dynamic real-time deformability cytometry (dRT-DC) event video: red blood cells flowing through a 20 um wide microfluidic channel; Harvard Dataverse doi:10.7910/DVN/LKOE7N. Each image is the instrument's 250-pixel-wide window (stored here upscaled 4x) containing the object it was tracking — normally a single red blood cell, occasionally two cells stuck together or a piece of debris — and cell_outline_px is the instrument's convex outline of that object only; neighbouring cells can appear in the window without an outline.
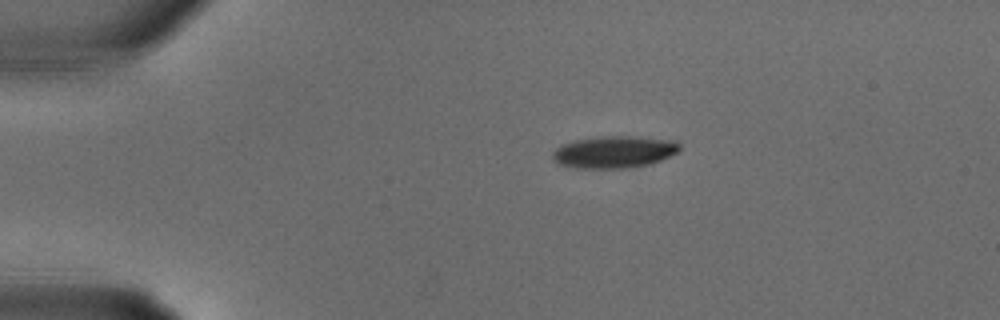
{"species": "common noctule bat (a hibernating species)", "species_latin": "Nyctalus noctula", "temperature_condition": "warm", "stored_images_in_passage": 25, "camera_frame_rate_fps": 3000, "um_per_image_px": 0.085, "animal": {"sex": "male", "body_mass_g": 18.8}, "frame": {"image": 1, "passage_image": 1, "time_ms": 0.0, "image_size_px": [1000, 320], "cell_outline_px": [[680, 152], [660, 160], [648, 164], [624, 168], [572, 168], [556, 164], [552, 160], [552, 152], [560, 144], [576, 140], [600, 136], [632, 136], [676, 140], [680, 144]], "centroid_in_image_um": [52.17, 12.91], "position_along_channel_um": 32.8, "area_um2": 24.04}}
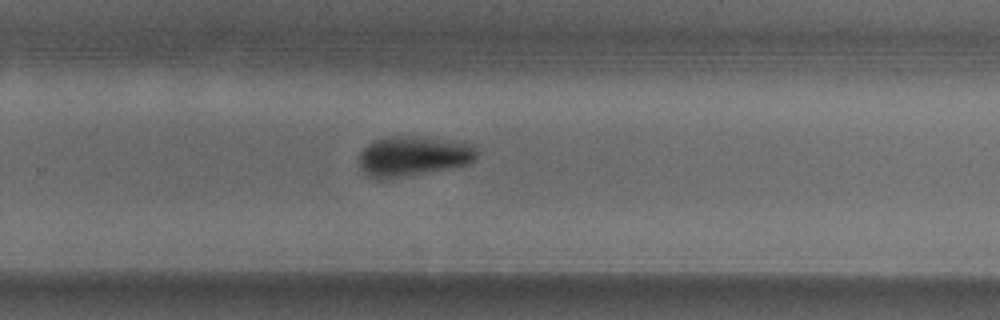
{"frame": {"image": 2, "passage_image": 15, "time_ms": 4.667, "image_size_px": [1000, 320], "cell_outline_px": [[476, 160], [472, 164], [388, 180], [380, 180], [368, 176], [360, 168], [360, 152], [372, 140], [388, 136], [416, 136], [448, 140], [476, 144]], "centroid_in_image_um": [35.13, 13.28], "position_along_channel_um": 294.7, "area_um2": 28.09}}
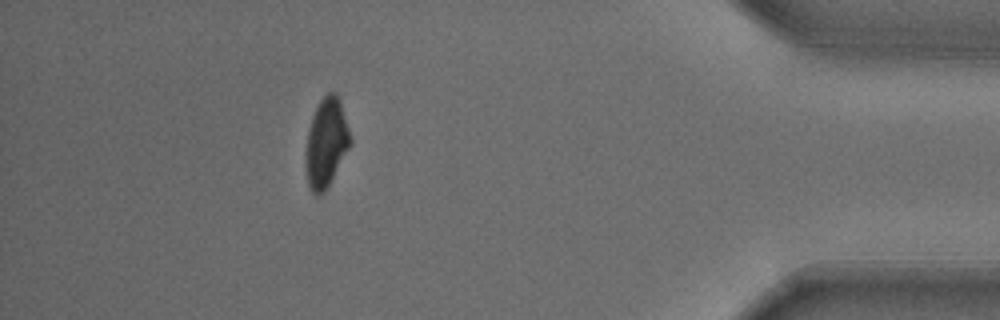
{"frame": {"image": 3, "passage_image": 22, "time_ms": 7.0, "image_size_px": [1000, 320], "cell_outline_px": [[352, 144], [328, 188], [320, 196], [316, 196], [312, 192], [308, 184], [304, 164], [304, 152], [308, 132], [312, 116], [320, 100], [328, 92], [336, 92], [340, 100], [352, 140]], "centroid_in_image_um": [27.72, 12.19], "position_along_channel_um": 407.5, "area_um2": 23.64}}